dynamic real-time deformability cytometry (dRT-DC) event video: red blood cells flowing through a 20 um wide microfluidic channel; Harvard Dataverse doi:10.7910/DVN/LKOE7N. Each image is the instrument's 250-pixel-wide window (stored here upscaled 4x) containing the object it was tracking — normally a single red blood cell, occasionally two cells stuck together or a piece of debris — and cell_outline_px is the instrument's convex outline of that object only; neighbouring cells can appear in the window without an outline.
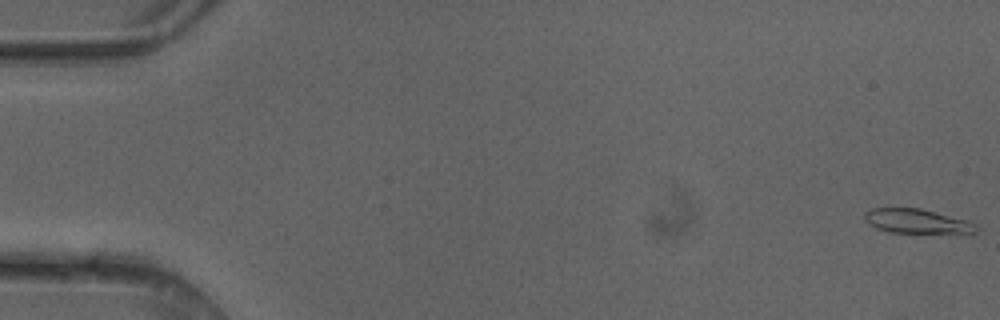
{"species": "common noctule bat (a hibernating species)", "species_latin": "Nyctalus noctula", "temperature_condition": "cold", "stored_images_in_passage": 10, "camera_frame_rate_fps": 3000, "um_per_image_px": 0.085, "animal": {"sex": "female"}, "frame": {"image": 1, "passage_image": 1, "time_ms": 0.0, "image_size_px": [1000, 320], "cell_outline_px": [[980, 228], [972, 236], [888, 232], [876, 228], [868, 224], [864, 220], [864, 212], [872, 208], [920, 208], [968, 220], [976, 224]], "centroid_in_image_um": [78.08, 18.86], "position_along_channel_um": 6.9, "area_um2": 16.99}}